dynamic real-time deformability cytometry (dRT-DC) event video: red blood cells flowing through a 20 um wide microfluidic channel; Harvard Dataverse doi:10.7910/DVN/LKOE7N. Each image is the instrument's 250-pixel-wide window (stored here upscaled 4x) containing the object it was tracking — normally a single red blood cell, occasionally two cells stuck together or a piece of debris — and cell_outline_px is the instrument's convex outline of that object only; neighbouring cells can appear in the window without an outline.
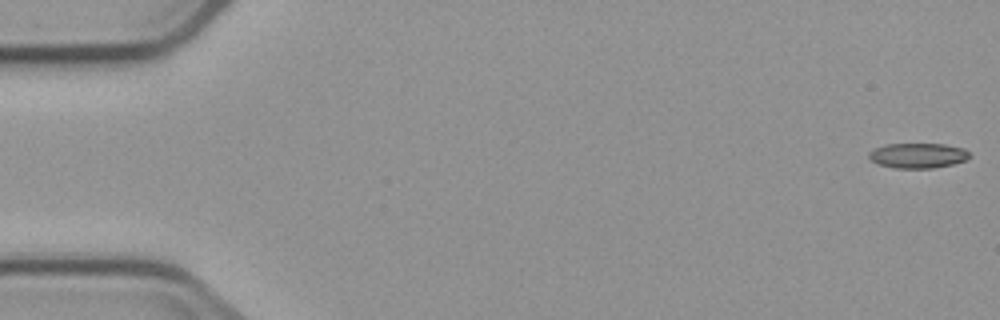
{"species": "common noctule bat (a hibernating species)", "species_latin": "Nyctalus noctula", "temperature_condition": "cold", "stored_images_in_passage": 4, "camera_frame_rate_fps": 3000, "um_per_image_px": 0.085, "animal": {"sex": "male", "body_mass_g": 23.1, "forearm_length_mm": 52.7}, "frame": {"image": 1, "passage_image": 1, "time_ms": 0.0, "image_size_px": [1000, 320], "cell_outline_px": [[968, 156], [964, 160], [952, 164], [932, 168], [896, 168], [880, 164], [872, 160], [868, 156], [868, 152], [884, 144], [944, 144], [964, 148], [968, 152]], "centroid_in_image_um": [78.0, 13.21], "position_along_channel_um": 7.0, "area_um2": 14.45}}
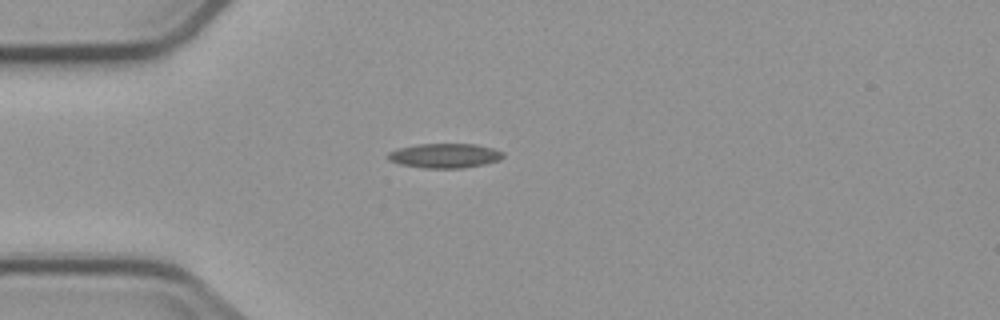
{"frame": {"image": 2, "passage_image": 4, "time_ms": 4.667, "image_size_px": [1000, 320], "cell_outline_px": [[504, 156], [500, 160], [484, 164], [464, 168], [424, 168], [400, 164], [388, 160], [384, 156], [388, 152], [396, 148], [416, 144], [476, 144], [492, 148], [504, 152]], "centroid_in_image_um": [37.76, 13.23], "position_along_channel_um": 47.2, "area_um2": 16.7}}